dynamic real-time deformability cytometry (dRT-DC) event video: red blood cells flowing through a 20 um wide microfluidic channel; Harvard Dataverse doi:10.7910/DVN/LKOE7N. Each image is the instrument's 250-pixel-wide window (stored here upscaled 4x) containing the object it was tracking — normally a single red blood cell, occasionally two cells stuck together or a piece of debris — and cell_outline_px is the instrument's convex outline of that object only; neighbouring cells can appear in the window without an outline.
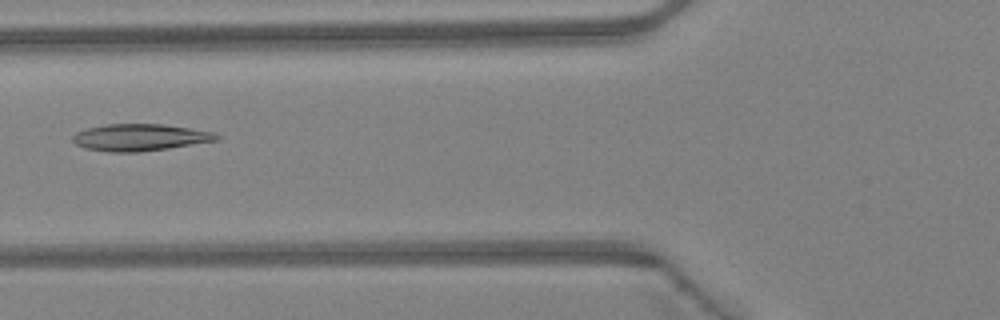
{"species": "Egyptian fruit bat (a non-hibernating species)", "species_latin": "Rousettus aegyptiacus", "temperature_condition": "warm", "stored_images_in_passage": 29, "camera_frame_rate_fps": 3000, "um_per_image_px": 0.085, "animal": {"sex": "female"}, "frame": {"image": 1, "passage_image": 9, "time_ms": 2.667, "image_size_px": [1000, 320], "cell_outline_px": [[220, 136], [216, 140], [168, 148], [136, 152], [108, 152], [84, 148], [76, 144], [72, 140], [72, 136], [76, 132], [88, 128], [104, 124], [164, 124], [212, 132]], "centroid_in_image_um": [11.82, 11.68], "position_along_channel_um": 114.0, "area_um2": 22.31}}
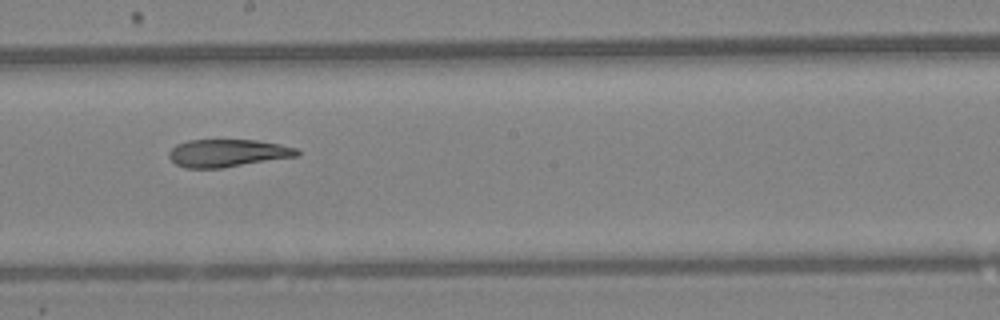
{"frame": {"image": 2, "passage_image": 17, "time_ms": 5.333, "image_size_px": [1000, 320], "cell_outline_px": [[300, 152], [296, 156], [224, 168], [184, 168], [176, 164], [168, 156], [168, 152], [176, 144], [188, 140], [256, 140], [280, 144], [296, 148]], "centroid_in_image_um": [19.31, 13.01], "position_along_channel_um": 228.9, "area_um2": 20.63}}
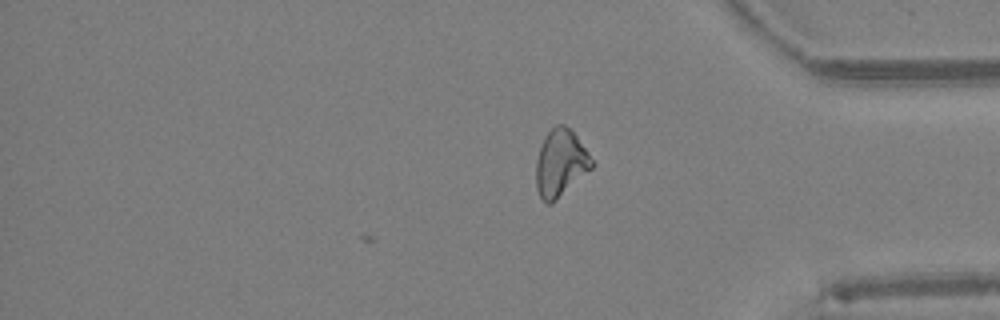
{"frame": {"image": 3, "passage_image": 29, "time_ms": 9.333, "image_size_px": [1000, 320], "cell_outline_px": [[592, 168], [552, 204], [548, 204], [540, 196], [536, 188], [536, 160], [544, 136], [556, 124], [564, 124], [576, 136], [588, 152], [592, 160]], "centroid_in_image_um": [47.62, 13.87], "position_along_channel_um": 387.6, "area_um2": 21.5}, "authors_computed_cell_mechanics": {"area_um2": 21.5016, "velocity_mm_per_s": 4.3309, "shape_relaxation_time_tau1_ms": null, "shape_relaxation_time_tau2_ms": 11.1166, "deformation_change_tau1": null, "deformation_change_tau2": 0.2152}}